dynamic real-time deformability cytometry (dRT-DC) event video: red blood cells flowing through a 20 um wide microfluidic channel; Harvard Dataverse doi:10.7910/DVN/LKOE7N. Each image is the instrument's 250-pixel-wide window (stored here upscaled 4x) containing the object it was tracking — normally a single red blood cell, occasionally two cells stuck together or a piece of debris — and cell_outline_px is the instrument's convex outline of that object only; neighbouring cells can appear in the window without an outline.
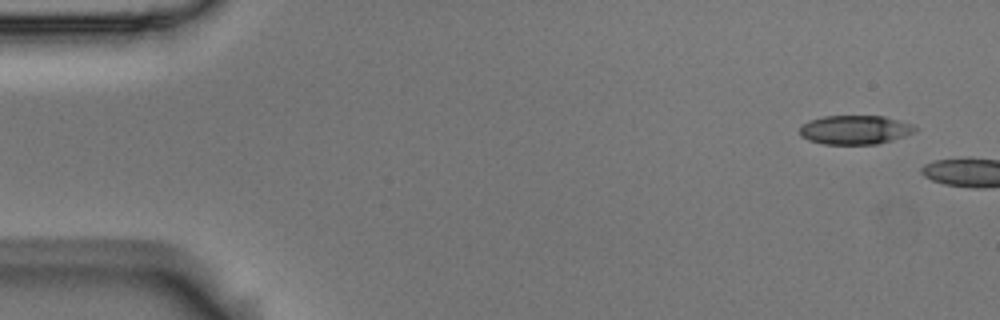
{"species": "Egyptian fruit bat (a non-hibernating species)", "species_latin": "Rousettus aegyptiacus", "temperature_condition": "room temperature", "stored_images_in_passage": 4, "camera_frame_rate_fps": 3000, "um_per_image_px": 0.085, "animal": {"sex": "male"}, "frame": {"image": 1, "passage_image": 1, "time_ms": 0.0, "image_size_px": [1000, 320], "cell_outline_px": [[920, 128], [916, 132], [892, 140], [876, 144], [824, 144], [808, 140], [800, 136], [800, 124], [808, 120], [824, 116], [884, 116], [900, 120], [912, 124]], "centroid_in_image_um": [72.68, 11.03], "position_along_channel_um": 12.3, "area_um2": 19.77}}